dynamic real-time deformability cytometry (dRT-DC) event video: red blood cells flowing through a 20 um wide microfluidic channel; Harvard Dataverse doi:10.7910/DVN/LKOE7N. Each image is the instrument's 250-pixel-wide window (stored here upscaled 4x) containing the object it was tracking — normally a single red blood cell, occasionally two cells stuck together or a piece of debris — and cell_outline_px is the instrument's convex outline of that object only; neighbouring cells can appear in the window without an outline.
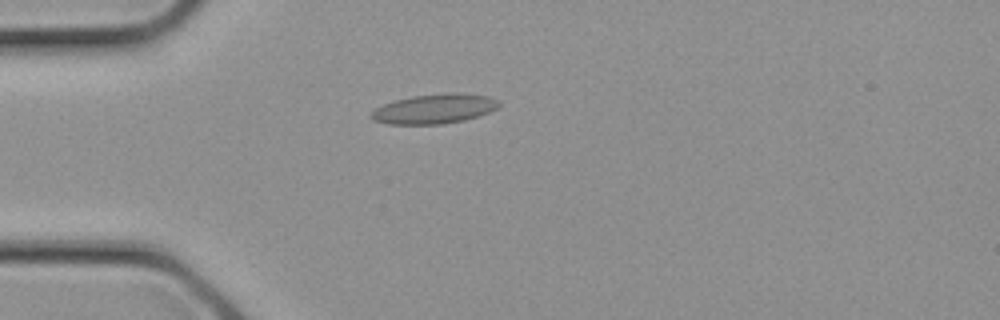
{"species": "common noctule bat (a hibernating species)", "species_latin": "Nyctalus noctula", "temperature_condition": "cold", "stored_images_in_passage": 9, "camera_frame_rate_fps": 3000, "um_per_image_px": 0.085, "animal": {"sex": "female", "body_mass_g": 21.9}, "frame": {"image": 1, "passage_image": 3, "time_ms": 0.667, "image_size_px": [1000, 320], "cell_outline_px": [[500, 104], [496, 108], [488, 112], [464, 120], [440, 124], [388, 124], [372, 120], [368, 116], [376, 108], [384, 104], [396, 100], [412, 96], [448, 92], [452, 92], [488, 96], [500, 100]], "centroid_in_image_um": [36.9, 9.24], "position_along_channel_um": 48.1, "area_um2": 21.96}}
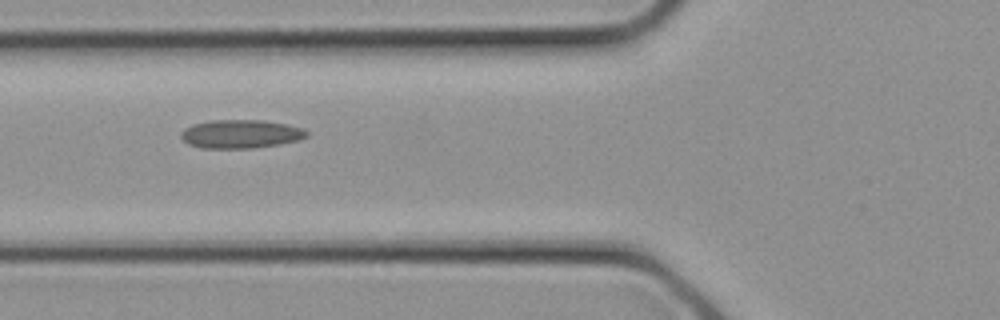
{"frame": {"image": 2, "passage_image": 6, "time_ms": 1.667, "image_size_px": [1000, 320], "cell_outline_px": [[308, 136], [300, 140], [280, 144], [252, 148], [200, 148], [188, 144], [180, 136], [180, 132], [184, 128], [192, 124], [212, 120], [264, 120], [288, 124], [304, 128], [308, 132]], "centroid_in_image_um": [20.48, 11.38], "position_along_channel_um": 105.3, "area_um2": 21.15}}
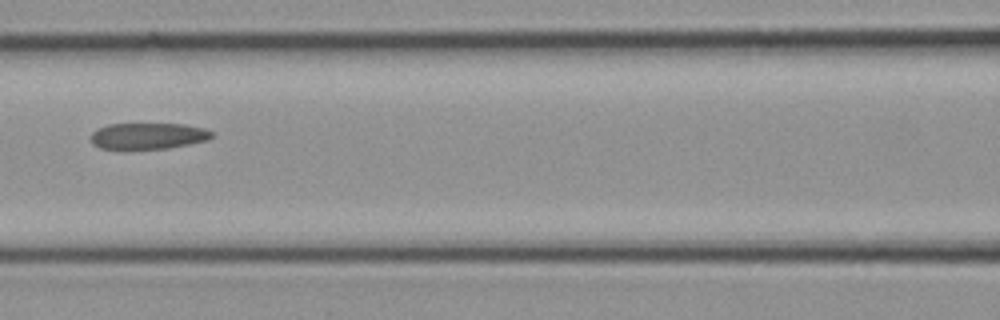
{"frame": {"image": 3, "passage_image": 8, "time_ms": 2.333, "image_size_px": [1000, 320], "cell_outline_px": [[216, 136], [208, 140], [168, 148], [100, 148], [92, 144], [92, 132], [108, 124], [184, 124], [204, 128], [212, 132]], "centroid_in_image_um": [12.64, 11.54], "position_along_channel_um": 154.0, "area_um2": 18.26}}